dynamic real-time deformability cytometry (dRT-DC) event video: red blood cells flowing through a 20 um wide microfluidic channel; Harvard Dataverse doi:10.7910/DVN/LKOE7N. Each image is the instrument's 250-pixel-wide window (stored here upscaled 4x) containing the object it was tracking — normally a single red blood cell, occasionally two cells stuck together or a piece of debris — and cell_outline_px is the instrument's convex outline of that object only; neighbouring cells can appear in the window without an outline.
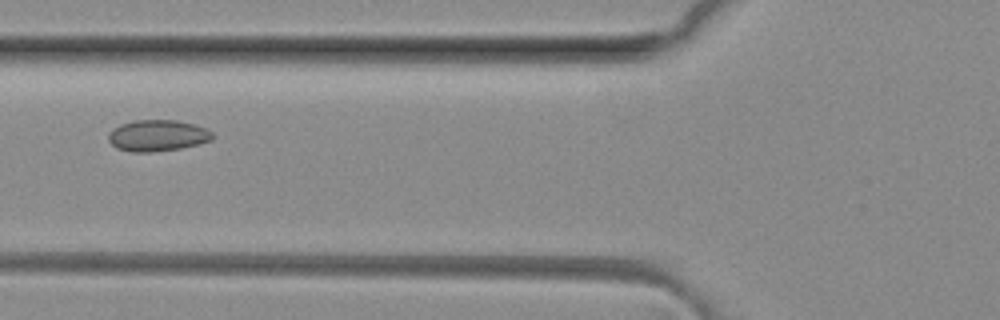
{"species": "common noctule bat (a hibernating species)", "species_latin": "Nyctalus noctula", "temperature_condition": "room temperature", "stored_images_in_passage": 4, "camera_frame_rate_fps": 3000, "um_per_image_px": 0.085, "animal": {"sex": "female", "body_mass_g": 29.2, "forearm_length_mm": 56.3}, "frame": {"image": 1, "passage_image": 4, "time_ms": 1.0, "image_size_px": [1000, 320], "cell_outline_px": [[212, 140], [200, 144], [180, 148], [152, 152], [132, 152], [116, 148], [108, 140], [108, 132], [112, 128], [120, 124], [132, 120], [176, 120], [196, 124], [208, 128], [212, 132]], "centroid_in_image_um": [13.38, 11.51], "position_along_channel_um": 112.4, "area_um2": 19.31}}